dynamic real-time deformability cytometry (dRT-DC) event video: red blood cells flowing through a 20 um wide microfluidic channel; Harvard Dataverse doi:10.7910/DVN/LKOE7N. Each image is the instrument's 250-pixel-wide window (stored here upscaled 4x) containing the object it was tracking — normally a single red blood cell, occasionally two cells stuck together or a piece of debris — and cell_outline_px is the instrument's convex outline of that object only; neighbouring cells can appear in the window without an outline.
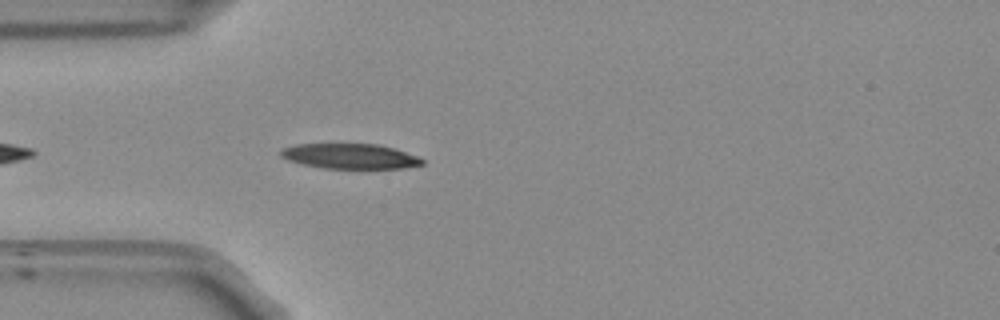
{"species": "Egyptian fruit bat (a non-hibernating species)", "species_latin": "Rousettus aegyptiacus", "temperature_condition": "room temperature", "stored_images_in_passage": 7, "camera_frame_rate_fps": 3000, "um_per_image_px": 0.085, "frame": {"image": 1, "passage_image": 4, "time_ms": 1.0, "image_size_px": [1000, 320], "cell_outline_px": [[424, 164], [400, 168], [324, 168], [304, 164], [288, 160], [280, 156], [280, 152], [284, 148], [296, 144], [380, 144], [416, 156], [424, 160]], "centroid_in_image_um": [29.73, 13.27], "position_along_channel_um": 55.3, "area_um2": 20.35}}